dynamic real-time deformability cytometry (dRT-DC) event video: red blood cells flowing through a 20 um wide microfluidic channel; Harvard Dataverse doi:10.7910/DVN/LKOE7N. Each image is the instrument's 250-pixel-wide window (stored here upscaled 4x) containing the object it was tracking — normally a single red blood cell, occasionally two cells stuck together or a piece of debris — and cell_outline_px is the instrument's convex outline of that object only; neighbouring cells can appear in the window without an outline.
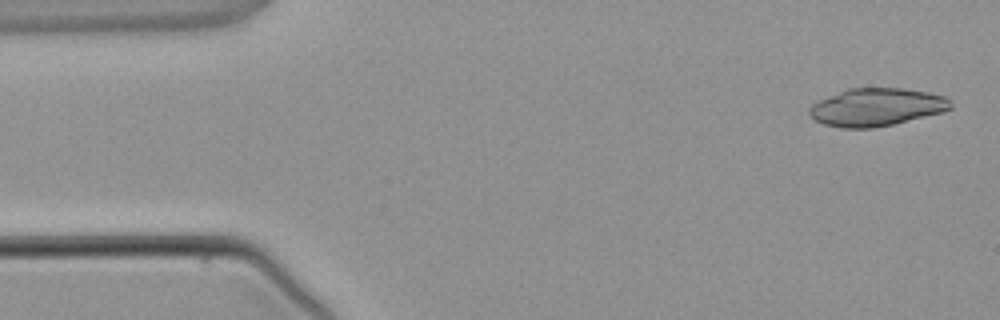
{"species": "common noctule bat (a hibernating species)", "species_latin": "Nyctalus noctula", "temperature_condition": "warm", "stored_images_in_passage": 4, "segment_of_instrument_passage": [2, 2], "camera_frame_rate_fps": 3000, "um_per_image_px": 0.085, "animal": {"sex": "male", "body_mass_g": 21.5, "forearm_length_mm": 52.0}, "frame": {"image": 1, "passage_image": 4, "time_ms": 5.0, "image_size_px": [1000, 320], "cell_outline_px": [[952, 108], [940, 112], [892, 124], [872, 128], [844, 128], [824, 124], [816, 120], [808, 112], [808, 108], [812, 104], [820, 100], [848, 88], [904, 88], [928, 92], [948, 96], [952, 100]], "centroid_in_image_um": [74.53, 9.09], "position_along_channel_um": 10.5, "area_um2": 30.92}}